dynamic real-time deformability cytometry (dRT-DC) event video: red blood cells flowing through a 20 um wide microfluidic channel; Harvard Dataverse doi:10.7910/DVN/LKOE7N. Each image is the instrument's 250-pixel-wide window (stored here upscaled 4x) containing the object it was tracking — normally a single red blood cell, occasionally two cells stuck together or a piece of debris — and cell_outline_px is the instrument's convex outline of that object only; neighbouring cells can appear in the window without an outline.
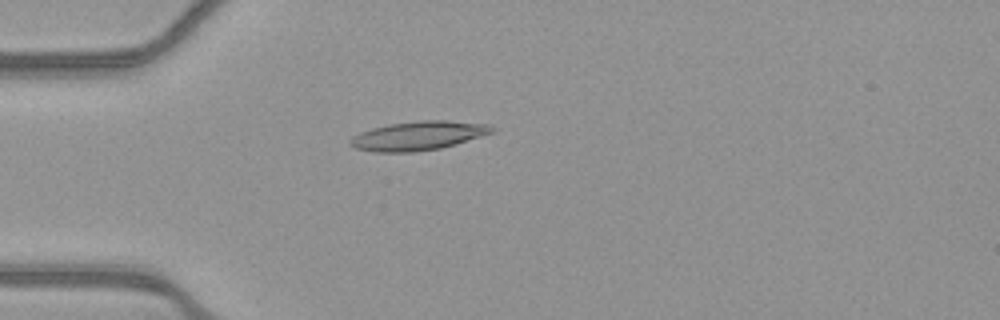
{"species": "common noctule bat (a hibernating species)", "species_latin": "Nyctalus noctula", "temperature_condition": "warm", "stored_images_in_passage": 53, "camera_frame_rate_fps": 3000, "um_per_image_px": 0.085, "animal": {"sex": "female", "body_mass_g": 21.9}, "frame": {"image": 1, "passage_image": 15, "time_ms": 4.667, "image_size_px": [1000, 320], "cell_outline_px": [[496, 132], [456, 144], [440, 148], [412, 152], [372, 152], [356, 148], [348, 144], [348, 140], [352, 136], [360, 132], [372, 128], [388, 124], [420, 120], [448, 120], [488, 124], [496, 128]], "centroid_in_image_um": [35.56, 11.53], "position_along_channel_um": 49.4, "area_um2": 24.22}}
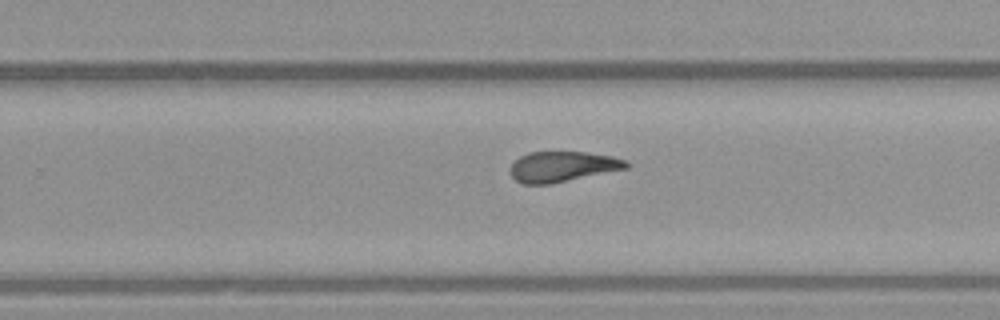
{"frame": {"image": 2, "passage_image": 34, "time_ms": 11.0, "image_size_px": [1000, 320], "cell_outline_px": [[632, 164], [628, 168], [548, 184], [524, 184], [516, 180], [508, 172], [508, 168], [520, 156], [528, 152], [588, 152], [612, 156], [628, 160]], "centroid_in_image_um": [47.82, 14.15], "position_along_channel_um": 282.0, "area_um2": 20.63}}
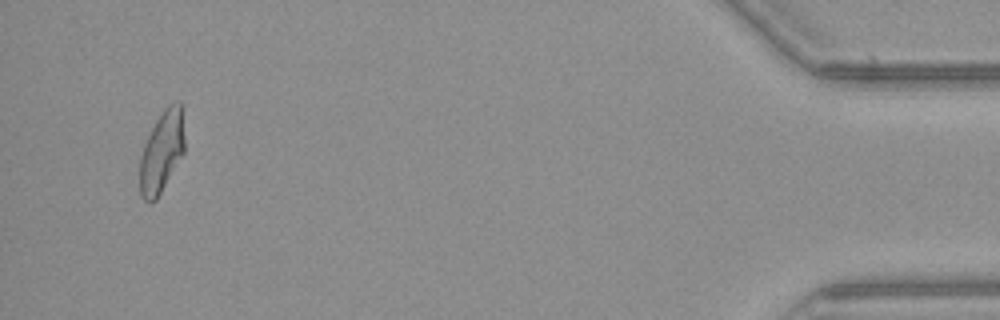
{"frame": {"image": 3, "passage_image": 51, "time_ms": 16.667, "image_size_px": [1000, 320], "cell_outline_px": [[184, 152], [156, 200], [144, 200], [140, 196], [140, 156], [144, 144], [156, 120], [164, 108], [168, 104], [180, 100], [184, 140]], "centroid_in_image_um": [13.74, 12.88], "position_along_channel_um": 421.5, "area_um2": 20.92}, "authors_computed_cell_mechanics": {"area_um2": 21.5016, "velocity_mm_per_s": 3.8897, "shape_relaxation_time_tau1_ms": null, "shape_relaxation_time_tau2_ms": 1.376, "deformation_change_tau1": null, "deformation_change_tau2": 0.0975}}